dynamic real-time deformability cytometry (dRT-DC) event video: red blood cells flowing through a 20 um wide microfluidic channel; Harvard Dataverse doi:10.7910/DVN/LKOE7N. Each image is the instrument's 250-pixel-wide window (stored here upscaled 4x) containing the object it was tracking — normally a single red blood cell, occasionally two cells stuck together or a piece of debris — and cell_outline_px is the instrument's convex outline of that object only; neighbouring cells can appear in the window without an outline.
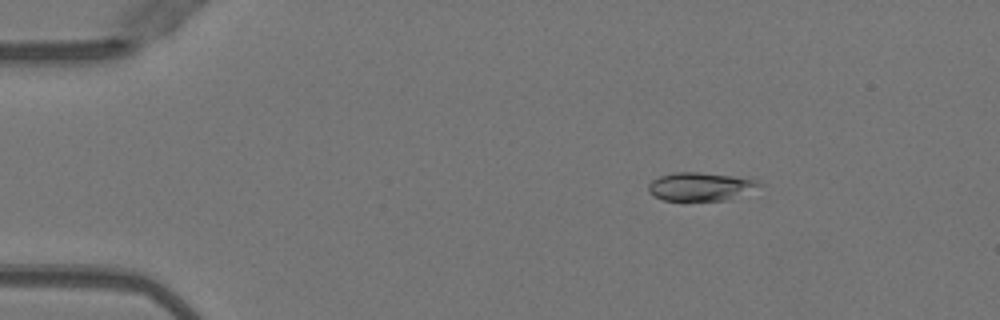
{"species": "Egyptian fruit bat (a non-hibernating species)", "species_latin": "Rousettus aegyptiacus", "temperature_condition": "warm", "stored_images_in_passage": 50, "camera_frame_rate_fps": 3000, "um_per_image_px": 0.085, "animal": {"sex": "female"}, "frame": {"image": 1, "passage_image": 8, "time_ms": 2.333, "image_size_px": [1000, 320], "cell_outline_px": [[764, 184], [728, 200], [680, 204], [664, 200], [648, 192], [648, 184], [652, 180], [660, 176], [676, 172], [700, 172], [732, 176], [760, 180]], "centroid_in_image_um": [59.49, 15.91], "position_along_channel_um": 25.5, "area_um2": 19.02}}
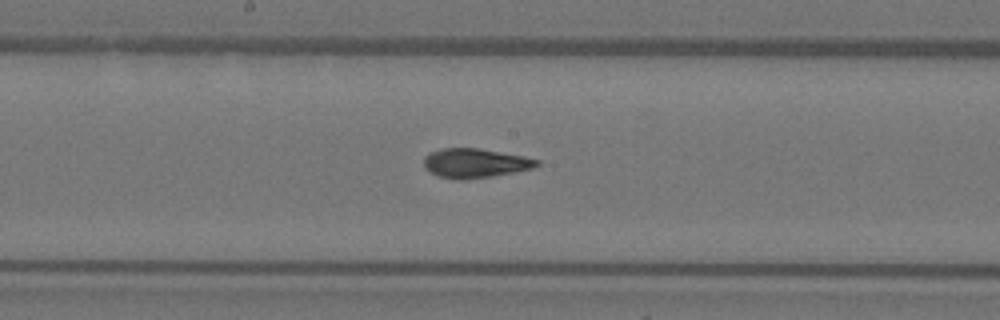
{"frame": {"image": 2, "passage_image": 27, "time_ms": 8.667, "image_size_px": [1000, 320], "cell_outline_px": [[540, 164], [532, 168], [492, 176], [460, 180], [456, 180], [440, 176], [424, 168], [424, 156], [428, 152], [440, 148], [480, 148], [524, 156], [540, 160]], "centroid_in_image_um": [40.36, 13.85], "position_along_channel_um": 207.8, "area_um2": 19.31}}
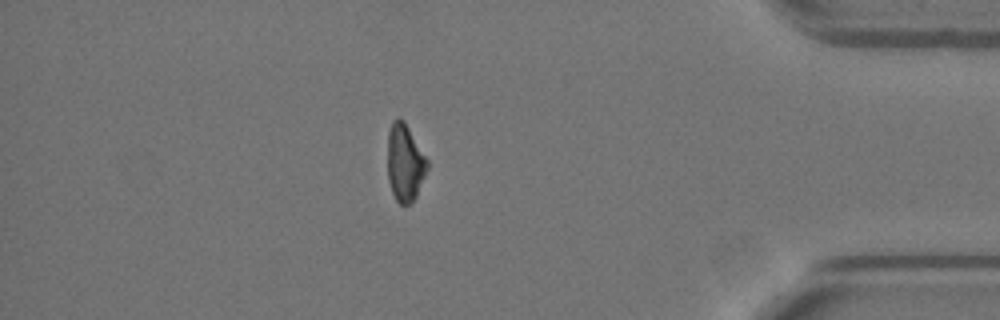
{"frame": {"image": 3, "passage_image": 44, "time_ms": 14.333, "image_size_px": [1000, 320], "cell_outline_px": [[428, 168], [416, 196], [412, 204], [400, 204], [396, 200], [392, 192], [388, 180], [388, 132], [392, 120], [396, 116], [400, 116], [404, 120], [428, 160]], "centroid_in_image_um": [34.41, 13.8], "position_along_channel_um": 400.8, "area_um2": 18.03}, "authors_computed_cell_mechanics": {"area_um2": 19.1029, "velocity_mm_per_s": 4.0566, "shape_relaxation_time_tau1_ms": 6.2003, "shape_relaxation_time_tau2_ms": 1.647, "deformation_change_tau1": 0.2291, "deformation_change_tau2": 0.0821}}